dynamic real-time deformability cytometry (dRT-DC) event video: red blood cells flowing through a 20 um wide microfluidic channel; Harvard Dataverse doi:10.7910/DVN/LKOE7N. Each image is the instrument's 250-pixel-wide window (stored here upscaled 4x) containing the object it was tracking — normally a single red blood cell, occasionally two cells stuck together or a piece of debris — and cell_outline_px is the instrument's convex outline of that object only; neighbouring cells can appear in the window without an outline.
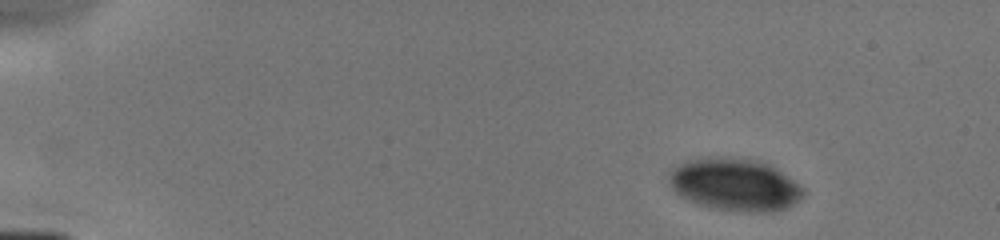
{"species": "human", "species_latin": "Homo sapiens", "temperature_condition": "cold", "stored_images_in_passage": 6, "camera_frame_rate_fps": 3000, "um_per_image_px": 0.085, "donor": {"sex": "male"}, "frame": {"image": 1, "passage_image": 1, "time_ms": 0.0, "image_size_px": [1000, 240], "cell_outline_px": [[804, 196], [800, 200], [784, 208], [768, 212], [740, 212], [716, 208], [696, 204], [680, 196], [668, 184], [668, 172], [676, 164], [684, 160], [712, 156], [732, 156], [760, 160], [776, 168], [804, 188]], "centroid_in_image_um": [62.4, 15.66], "position_along_channel_um": 22.6, "area_um2": 41.73}}
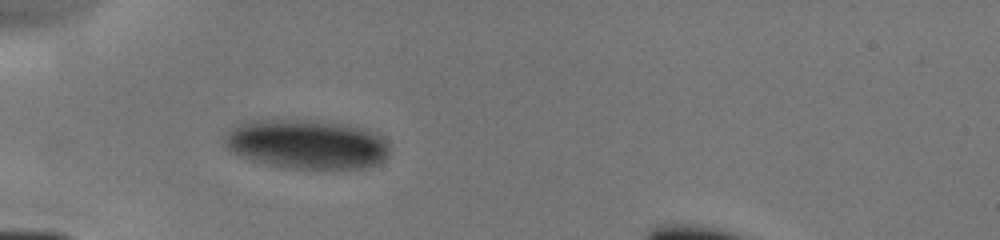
{"frame": {"image": 2, "passage_image": 4, "time_ms": 3.333, "image_size_px": [1000, 240], "cell_outline_px": [[388, 156], [384, 160], [376, 164], [364, 168], [284, 168], [252, 160], [232, 152], [228, 148], [220, 136], [236, 124], [244, 120], [324, 120], [348, 124], [364, 128], [376, 132], [388, 144]], "centroid_in_image_um": [26.04, 12.23], "position_along_channel_um": 59.0, "area_um2": 48.03}}